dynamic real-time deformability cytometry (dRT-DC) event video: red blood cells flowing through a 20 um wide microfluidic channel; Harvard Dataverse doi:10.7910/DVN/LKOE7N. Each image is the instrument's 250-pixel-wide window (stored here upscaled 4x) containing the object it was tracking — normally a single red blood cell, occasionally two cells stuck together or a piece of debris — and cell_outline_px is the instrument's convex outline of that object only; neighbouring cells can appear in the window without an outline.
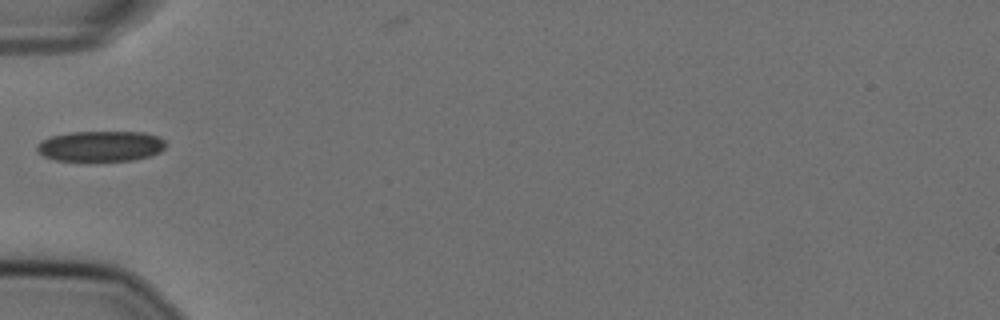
{"species": "Egyptian fruit bat (a non-hibernating species)", "species_latin": "Rousettus aegyptiacus", "temperature_condition": "cold", "stored_images_in_passage": 37, "camera_frame_rate_fps": 3000, "um_per_image_px": 0.085, "animal": {"sex": "female"}, "frame": {"image": 1, "passage_image": 1, "time_ms": 0.0, "image_size_px": [1000, 320], "cell_outline_px": [[164, 148], [160, 152], [148, 156], [132, 160], [56, 160], [44, 156], [36, 148], [36, 144], [40, 140], [52, 136], [72, 132], [144, 132], [160, 136], [164, 140]], "centroid_in_image_um": [8.56, 12.41], "position_along_channel_um": 76.4, "area_um2": 22.72}, "authors_computed_cell_mechanics": {"area_um2": 23.409, "velocity_mm_per_s": 3.6198, "shape_relaxation_time_tau1_ms": null, "shape_relaxation_time_tau2_ms": 4.8247, "deformation_change_tau1": null, "deformation_change_tau2": 0.0718}}